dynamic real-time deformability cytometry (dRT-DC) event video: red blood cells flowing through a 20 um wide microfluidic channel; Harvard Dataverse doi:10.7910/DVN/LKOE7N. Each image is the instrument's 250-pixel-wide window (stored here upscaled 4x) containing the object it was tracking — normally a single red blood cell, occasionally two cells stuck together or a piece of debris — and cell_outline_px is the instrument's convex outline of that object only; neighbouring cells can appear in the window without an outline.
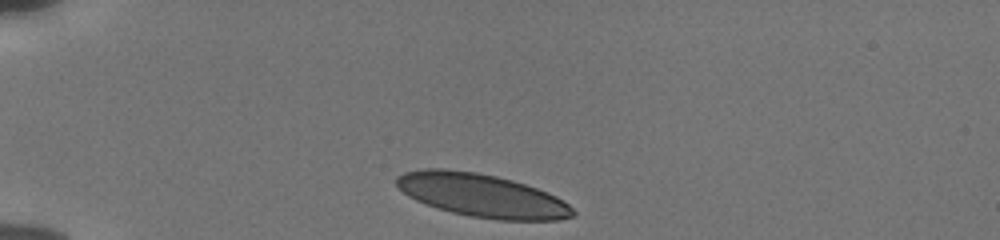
{"species": "human", "species_latin": "Homo sapiens", "temperature_condition": "cold", "stored_images_in_passage": 34, "camera_frame_rate_fps": 3000, "um_per_image_px": 0.085, "donor": {"sex": "male"}, "frame": {"image": 1, "passage_image": 1, "time_ms": 0.0, "image_size_px": [1000, 240], "cell_outline_px": [[576, 212], [572, 216], [560, 220], [496, 220], [472, 216], [452, 212], [436, 208], [416, 200], [408, 196], [396, 184], [396, 176], [404, 172], [424, 168], [444, 168], [476, 172], [496, 176], [512, 180], [548, 192], [556, 196], [568, 204]], "centroid_in_image_um": [40.95, 16.61], "position_along_channel_um": 44.1, "area_um2": 44.33}}
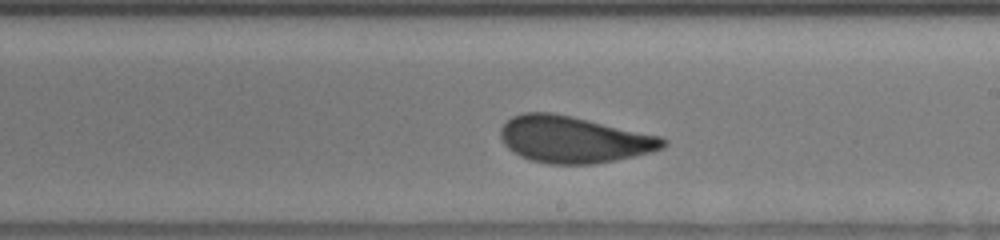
{"frame": {"image": 2, "passage_image": 20, "time_ms": 6.333, "image_size_px": [1000, 240], "cell_outline_px": [[668, 144], [664, 148], [652, 152], [592, 164], [548, 164], [532, 160], [520, 156], [508, 148], [504, 144], [500, 136], [500, 128], [512, 116], [524, 112], [552, 112], [572, 116], [660, 136], [668, 140]], "centroid_in_image_um": [48.76, 11.85], "position_along_channel_um": 240.2, "area_um2": 44.04}}
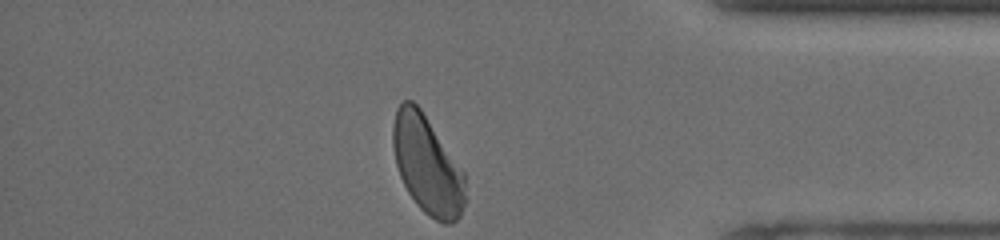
{"frame": {"image": 3, "passage_image": 34, "time_ms": 11.0, "image_size_px": [1000, 240], "cell_outline_px": [[464, 204], [460, 216], [452, 224], [444, 224], [428, 216], [416, 204], [408, 192], [400, 176], [396, 164], [392, 144], [392, 124], [396, 108], [404, 100], [412, 100], [420, 108], [464, 172]], "centroid_in_image_um": [36.29, 14.03], "position_along_channel_um": 398.9, "area_um2": 41.15}, "authors_computed_cell_mechanics": {"area_um2": 44.2748, "velocity_mm_per_s": 3.8159, "shape_relaxation_time_tau1_ms": 3.8747, "shape_relaxation_time_tau2_ms": 0.9787, "deformation_change_tau1": 0.133, "deformation_change_tau2": 0.0644}}